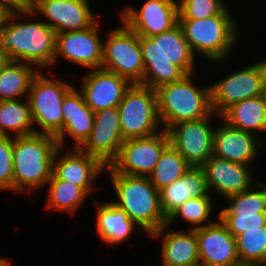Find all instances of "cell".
<instances>
[{"instance_id":"28","label":"cell","mask_w":266,"mask_h":266,"mask_svg":"<svg viewBox=\"0 0 266 266\" xmlns=\"http://www.w3.org/2000/svg\"><path fill=\"white\" fill-rule=\"evenodd\" d=\"M38 71L30 64L8 60L0 72V101L26 99Z\"/></svg>"},{"instance_id":"7","label":"cell","mask_w":266,"mask_h":266,"mask_svg":"<svg viewBox=\"0 0 266 266\" xmlns=\"http://www.w3.org/2000/svg\"><path fill=\"white\" fill-rule=\"evenodd\" d=\"M64 80L49 78L42 71L32 79L28 101L33 125H39L36 133L56 137L63 128L62 103L65 95L73 88Z\"/></svg>"},{"instance_id":"12","label":"cell","mask_w":266,"mask_h":266,"mask_svg":"<svg viewBox=\"0 0 266 266\" xmlns=\"http://www.w3.org/2000/svg\"><path fill=\"white\" fill-rule=\"evenodd\" d=\"M160 132V133H159ZM143 138L127 139L120 147L118 156L109 167L115 172L130 176H148L170 144L165 129Z\"/></svg>"},{"instance_id":"37","label":"cell","mask_w":266,"mask_h":266,"mask_svg":"<svg viewBox=\"0 0 266 266\" xmlns=\"http://www.w3.org/2000/svg\"><path fill=\"white\" fill-rule=\"evenodd\" d=\"M12 10H24V0H2Z\"/></svg>"},{"instance_id":"39","label":"cell","mask_w":266,"mask_h":266,"mask_svg":"<svg viewBox=\"0 0 266 266\" xmlns=\"http://www.w3.org/2000/svg\"><path fill=\"white\" fill-rule=\"evenodd\" d=\"M8 60L9 59L6 57V55L0 49V72Z\"/></svg>"},{"instance_id":"22","label":"cell","mask_w":266,"mask_h":266,"mask_svg":"<svg viewBox=\"0 0 266 266\" xmlns=\"http://www.w3.org/2000/svg\"><path fill=\"white\" fill-rule=\"evenodd\" d=\"M63 128L55 137L58 146L64 148L66 137L75 141L73 148H80L89 138L94 126V112L85 104L84 97L73 87L62 103Z\"/></svg>"},{"instance_id":"13","label":"cell","mask_w":266,"mask_h":266,"mask_svg":"<svg viewBox=\"0 0 266 266\" xmlns=\"http://www.w3.org/2000/svg\"><path fill=\"white\" fill-rule=\"evenodd\" d=\"M183 121L170 126L166 131L169 143L183 156L190 166L201 167L212 155L214 131L211 117Z\"/></svg>"},{"instance_id":"38","label":"cell","mask_w":266,"mask_h":266,"mask_svg":"<svg viewBox=\"0 0 266 266\" xmlns=\"http://www.w3.org/2000/svg\"><path fill=\"white\" fill-rule=\"evenodd\" d=\"M41 0H24V10H31Z\"/></svg>"},{"instance_id":"4","label":"cell","mask_w":266,"mask_h":266,"mask_svg":"<svg viewBox=\"0 0 266 266\" xmlns=\"http://www.w3.org/2000/svg\"><path fill=\"white\" fill-rule=\"evenodd\" d=\"M58 147L56 138L48 134L13 136V191L44 187L51 177Z\"/></svg>"},{"instance_id":"23","label":"cell","mask_w":266,"mask_h":266,"mask_svg":"<svg viewBox=\"0 0 266 266\" xmlns=\"http://www.w3.org/2000/svg\"><path fill=\"white\" fill-rule=\"evenodd\" d=\"M259 142L258 136L223 121L214 131L213 156L250 166L257 156Z\"/></svg>"},{"instance_id":"30","label":"cell","mask_w":266,"mask_h":266,"mask_svg":"<svg viewBox=\"0 0 266 266\" xmlns=\"http://www.w3.org/2000/svg\"><path fill=\"white\" fill-rule=\"evenodd\" d=\"M46 185H49L47 208L51 210L73 215L85 198L90 196L82 187L57 179L53 174Z\"/></svg>"},{"instance_id":"17","label":"cell","mask_w":266,"mask_h":266,"mask_svg":"<svg viewBox=\"0 0 266 266\" xmlns=\"http://www.w3.org/2000/svg\"><path fill=\"white\" fill-rule=\"evenodd\" d=\"M31 10L32 16L48 18L45 23L56 34L83 30L97 21L88 0H41Z\"/></svg>"},{"instance_id":"24","label":"cell","mask_w":266,"mask_h":266,"mask_svg":"<svg viewBox=\"0 0 266 266\" xmlns=\"http://www.w3.org/2000/svg\"><path fill=\"white\" fill-rule=\"evenodd\" d=\"M167 228L168 225L165 224L149 235L154 239L164 235L161 247L162 266H191L199 264L196 230L189 229L186 232L184 230L174 232L166 230Z\"/></svg>"},{"instance_id":"19","label":"cell","mask_w":266,"mask_h":266,"mask_svg":"<svg viewBox=\"0 0 266 266\" xmlns=\"http://www.w3.org/2000/svg\"><path fill=\"white\" fill-rule=\"evenodd\" d=\"M132 84L118 74L103 68L84 76L81 90L85 104L93 111L117 107Z\"/></svg>"},{"instance_id":"27","label":"cell","mask_w":266,"mask_h":266,"mask_svg":"<svg viewBox=\"0 0 266 266\" xmlns=\"http://www.w3.org/2000/svg\"><path fill=\"white\" fill-rule=\"evenodd\" d=\"M220 116L228 125L258 135L257 131H266V99L263 95L245 99L231 105Z\"/></svg>"},{"instance_id":"25","label":"cell","mask_w":266,"mask_h":266,"mask_svg":"<svg viewBox=\"0 0 266 266\" xmlns=\"http://www.w3.org/2000/svg\"><path fill=\"white\" fill-rule=\"evenodd\" d=\"M208 194L203 168L190 166L183 176L159 191L162 212L168 218L187 200Z\"/></svg>"},{"instance_id":"29","label":"cell","mask_w":266,"mask_h":266,"mask_svg":"<svg viewBox=\"0 0 266 266\" xmlns=\"http://www.w3.org/2000/svg\"><path fill=\"white\" fill-rule=\"evenodd\" d=\"M7 100L0 101V135L11 136L9 131L14 132V137L36 133L32 127L29 101Z\"/></svg>"},{"instance_id":"15","label":"cell","mask_w":266,"mask_h":266,"mask_svg":"<svg viewBox=\"0 0 266 266\" xmlns=\"http://www.w3.org/2000/svg\"><path fill=\"white\" fill-rule=\"evenodd\" d=\"M99 24L96 21L86 29L57 34L54 65L61 55L81 67L91 70L102 68L103 41Z\"/></svg>"},{"instance_id":"21","label":"cell","mask_w":266,"mask_h":266,"mask_svg":"<svg viewBox=\"0 0 266 266\" xmlns=\"http://www.w3.org/2000/svg\"><path fill=\"white\" fill-rule=\"evenodd\" d=\"M206 183L224 198L239 194L253 187L251 166L234 163L211 156L202 166Z\"/></svg>"},{"instance_id":"2","label":"cell","mask_w":266,"mask_h":266,"mask_svg":"<svg viewBox=\"0 0 266 266\" xmlns=\"http://www.w3.org/2000/svg\"><path fill=\"white\" fill-rule=\"evenodd\" d=\"M23 16L31 18L32 10H12L0 27L1 51L9 60L36 65L40 70L53 67L56 31L45 21L19 22Z\"/></svg>"},{"instance_id":"20","label":"cell","mask_w":266,"mask_h":266,"mask_svg":"<svg viewBox=\"0 0 266 266\" xmlns=\"http://www.w3.org/2000/svg\"><path fill=\"white\" fill-rule=\"evenodd\" d=\"M67 151L60 156L61 147L55 151L52 160V174L57 178L76 186L82 187L90 196L92 186L97 175L106 166L96 157L83 152L80 148ZM61 158H60V157Z\"/></svg>"},{"instance_id":"33","label":"cell","mask_w":266,"mask_h":266,"mask_svg":"<svg viewBox=\"0 0 266 266\" xmlns=\"http://www.w3.org/2000/svg\"><path fill=\"white\" fill-rule=\"evenodd\" d=\"M211 201V195L187 200L167 218V225H171L179 217H182L187 223L192 224L193 226L190 228L192 230L214 223L209 220L210 214L213 211ZM205 222H208V224H204Z\"/></svg>"},{"instance_id":"5","label":"cell","mask_w":266,"mask_h":266,"mask_svg":"<svg viewBox=\"0 0 266 266\" xmlns=\"http://www.w3.org/2000/svg\"><path fill=\"white\" fill-rule=\"evenodd\" d=\"M194 73L181 80L159 86L156 91L157 113L163 129L173 124L208 117L213 113L210 86L198 88Z\"/></svg>"},{"instance_id":"35","label":"cell","mask_w":266,"mask_h":266,"mask_svg":"<svg viewBox=\"0 0 266 266\" xmlns=\"http://www.w3.org/2000/svg\"><path fill=\"white\" fill-rule=\"evenodd\" d=\"M13 190V136L0 135V190Z\"/></svg>"},{"instance_id":"31","label":"cell","mask_w":266,"mask_h":266,"mask_svg":"<svg viewBox=\"0 0 266 266\" xmlns=\"http://www.w3.org/2000/svg\"><path fill=\"white\" fill-rule=\"evenodd\" d=\"M190 165L183 156L169 144L162 152L153 171L148 175L153 186L160 191L178 180Z\"/></svg>"},{"instance_id":"9","label":"cell","mask_w":266,"mask_h":266,"mask_svg":"<svg viewBox=\"0 0 266 266\" xmlns=\"http://www.w3.org/2000/svg\"><path fill=\"white\" fill-rule=\"evenodd\" d=\"M114 28L103 42L102 68L127 79L131 84H142L144 64L139 36L124 22Z\"/></svg>"},{"instance_id":"43","label":"cell","mask_w":266,"mask_h":266,"mask_svg":"<svg viewBox=\"0 0 266 266\" xmlns=\"http://www.w3.org/2000/svg\"><path fill=\"white\" fill-rule=\"evenodd\" d=\"M191 266H203L201 263L199 264H194V265H191Z\"/></svg>"},{"instance_id":"42","label":"cell","mask_w":266,"mask_h":266,"mask_svg":"<svg viewBox=\"0 0 266 266\" xmlns=\"http://www.w3.org/2000/svg\"><path fill=\"white\" fill-rule=\"evenodd\" d=\"M257 266H266V255L261 259Z\"/></svg>"},{"instance_id":"3","label":"cell","mask_w":266,"mask_h":266,"mask_svg":"<svg viewBox=\"0 0 266 266\" xmlns=\"http://www.w3.org/2000/svg\"><path fill=\"white\" fill-rule=\"evenodd\" d=\"M118 201H111L124 210L129 218L142 230L151 235L167 224L162 212L159 191L150 182L148 176H130L115 173L106 166Z\"/></svg>"},{"instance_id":"14","label":"cell","mask_w":266,"mask_h":266,"mask_svg":"<svg viewBox=\"0 0 266 266\" xmlns=\"http://www.w3.org/2000/svg\"><path fill=\"white\" fill-rule=\"evenodd\" d=\"M120 18L138 36L152 37L170 30L178 23V2L146 0L141 8L126 6Z\"/></svg>"},{"instance_id":"16","label":"cell","mask_w":266,"mask_h":266,"mask_svg":"<svg viewBox=\"0 0 266 266\" xmlns=\"http://www.w3.org/2000/svg\"><path fill=\"white\" fill-rule=\"evenodd\" d=\"M124 141L117 106L94 112L92 132L80 149L109 166L118 156Z\"/></svg>"},{"instance_id":"1","label":"cell","mask_w":266,"mask_h":266,"mask_svg":"<svg viewBox=\"0 0 266 266\" xmlns=\"http://www.w3.org/2000/svg\"><path fill=\"white\" fill-rule=\"evenodd\" d=\"M144 76L142 85L157 89L195 73L192 53L179 23L152 37L139 36Z\"/></svg>"},{"instance_id":"41","label":"cell","mask_w":266,"mask_h":266,"mask_svg":"<svg viewBox=\"0 0 266 266\" xmlns=\"http://www.w3.org/2000/svg\"><path fill=\"white\" fill-rule=\"evenodd\" d=\"M263 96L266 99V59H265V76H264Z\"/></svg>"},{"instance_id":"10","label":"cell","mask_w":266,"mask_h":266,"mask_svg":"<svg viewBox=\"0 0 266 266\" xmlns=\"http://www.w3.org/2000/svg\"><path fill=\"white\" fill-rule=\"evenodd\" d=\"M265 60L230 73L210 86L211 106L218 119L231 105L263 95Z\"/></svg>"},{"instance_id":"36","label":"cell","mask_w":266,"mask_h":266,"mask_svg":"<svg viewBox=\"0 0 266 266\" xmlns=\"http://www.w3.org/2000/svg\"><path fill=\"white\" fill-rule=\"evenodd\" d=\"M12 9L0 0V27L5 23Z\"/></svg>"},{"instance_id":"6","label":"cell","mask_w":266,"mask_h":266,"mask_svg":"<svg viewBox=\"0 0 266 266\" xmlns=\"http://www.w3.org/2000/svg\"><path fill=\"white\" fill-rule=\"evenodd\" d=\"M178 23L192 53L203 55L212 62L226 59L237 42L236 21L227 7L216 16L205 19H178Z\"/></svg>"},{"instance_id":"11","label":"cell","mask_w":266,"mask_h":266,"mask_svg":"<svg viewBox=\"0 0 266 266\" xmlns=\"http://www.w3.org/2000/svg\"><path fill=\"white\" fill-rule=\"evenodd\" d=\"M257 182L250 189L226 197L230 204L218 213L234 238L245 230L266 226V183Z\"/></svg>"},{"instance_id":"26","label":"cell","mask_w":266,"mask_h":266,"mask_svg":"<svg viewBox=\"0 0 266 266\" xmlns=\"http://www.w3.org/2000/svg\"><path fill=\"white\" fill-rule=\"evenodd\" d=\"M96 213V230L97 234L105 244L119 245L131 237L135 229V223L129 218L127 213L115 206L112 202L98 205Z\"/></svg>"},{"instance_id":"32","label":"cell","mask_w":266,"mask_h":266,"mask_svg":"<svg viewBox=\"0 0 266 266\" xmlns=\"http://www.w3.org/2000/svg\"><path fill=\"white\" fill-rule=\"evenodd\" d=\"M235 241L241 266L257 265L266 255V226L245 230Z\"/></svg>"},{"instance_id":"18","label":"cell","mask_w":266,"mask_h":266,"mask_svg":"<svg viewBox=\"0 0 266 266\" xmlns=\"http://www.w3.org/2000/svg\"><path fill=\"white\" fill-rule=\"evenodd\" d=\"M196 238L203 266H241L235 238L219 217L218 221L196 229Z\"/></svg>"},{"instance_id":"40","label":"cell","mask_w":266,"mask_h":266,"mask_svg":"<svg viewBox=\"0 0 266 266\" xmlns=\"http://www.w3.org/2000/svg\"><path fill=\"white\" fill-rule=\"evenodd\" d=\"M11 261L0 257V266H11Z\"/></svg>"},{"instance_id":"8","label":"cell","mask_w":266,"mask_h":266,"mask_svg":"<svg viewBox=\"0 0 266 266\" xmlns=\"http://www.w3.org/2000/svg\"><path fill=\"white\" fill-rule=\"evenodd\" d=\"M118 110L124 140L149 137L161 128L156 91L147 86L132 84L125 92Z\"/></svg>"},{"instance_id":"34","label":"cell","mask_w":266,"mask_h":266,"mask_svg":"<svg viewBox=\"0 0 266 266\" xmlns=\"http://www.w3.org/2000/svg\"><path fill=\"white\" fill-rule=\"evenodd\" d=\"M224 0H180L178 19H205L219 15L227 6Z\"/></svg>"}]
</instances>
